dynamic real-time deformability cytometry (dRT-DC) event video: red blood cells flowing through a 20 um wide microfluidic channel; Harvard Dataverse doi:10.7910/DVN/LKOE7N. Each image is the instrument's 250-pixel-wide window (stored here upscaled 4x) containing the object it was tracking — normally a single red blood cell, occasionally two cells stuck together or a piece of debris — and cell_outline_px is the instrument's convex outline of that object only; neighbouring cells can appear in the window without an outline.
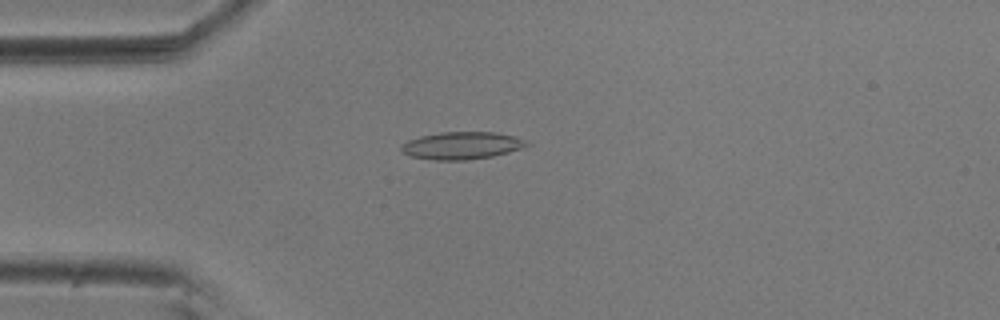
{"species": "common noctule bat (a hibernating species)", "species_latin": "Nyctalus noctula", "temperature_condition": "room temperature", "stored_images_in_passage": 44, "camera_frame_rate_fps": 3000, "um_per_image_px": 0.085, "animal": {"sex": "male", "body_mass_g": 20.5, "forearm_length_mm": 52.5}, "frame": {"image": 1, "passage_image": 3, "time_ms": 0.667, "image_size_px": [1000, 320], "cell_outline_px": [[532, 144], [508, 152], [492, 156], [468, 160], [432, 160], [408, 156], [400, 152], [400, 144], [408, 140], [420, 136], [440, 132], [492, 132], [512, 136], [524, 140]], "centroid_in_image_um": [39.16, 12.38], "position_along_channel_um": 45.8, "area_um2": 20.11}}
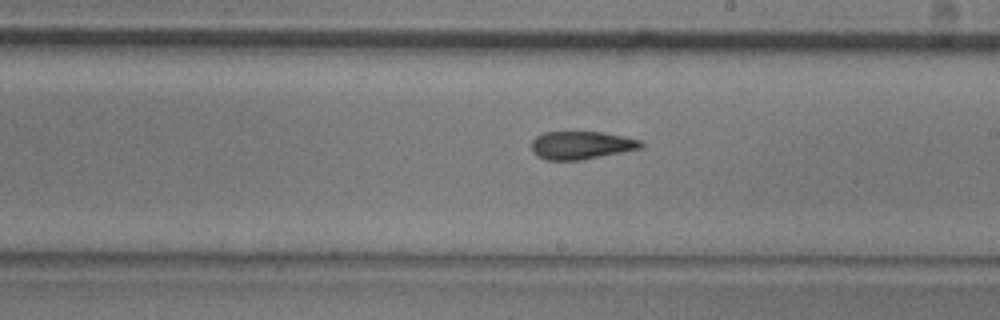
{"frame": {"image": 2, "passage_image": 20, "time_ms": 6.333, "image_size_px": [1000, 320], "cell_outline_px": [[644, 144], [640, 148], [624, 152], [580, 160], [544, 160], [536, 156], [532, 152], [532, 140], [536, 136], [544, 132], [600, 132], [624, 136], [640, 140]], "centroid_in_image_um": [49.38, 12.35], "position_along_channel_um": 239.6, "area_um2": 17.92}}
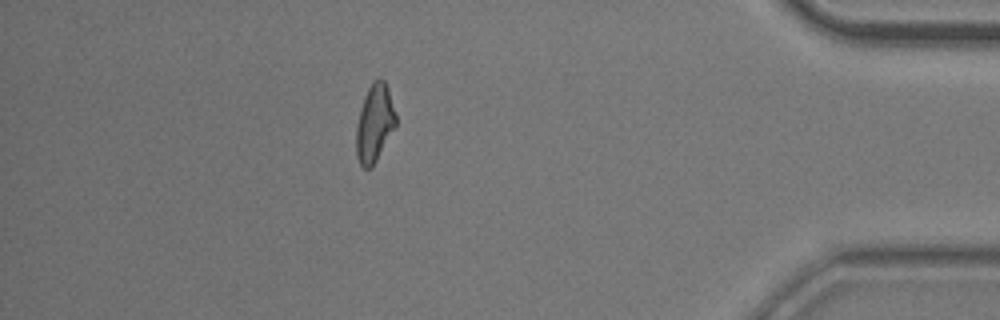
{"frame": {"image": 3, "passage_image": 37, "time_ms": 12.0, "image_size_px": [1000, 320], "cell_outline_px": [[396, 124], [372, 168], [364, 168], [360, 164], [356, 156], [356, 124], [360, 108], [364, 96], [372, 80], [384, 80], [388, 88], [396, 116]], "centroid_in_image_um": [31.81, 10.48], "position_along_channel_um": 403.4, "area_um2": 17.8}, "authors_computed_cell_mechanics": {"area_um2": 18.1781, "velocity_mm_per_s": 3.6733, "shape_relaxation_time_tau1_ms": 6.5196, "shape_relaxation_time_tau2_ms": 2.897, "deformation_change_tau1": 0.1806, "deformation_change_tau2": 0.1058}}